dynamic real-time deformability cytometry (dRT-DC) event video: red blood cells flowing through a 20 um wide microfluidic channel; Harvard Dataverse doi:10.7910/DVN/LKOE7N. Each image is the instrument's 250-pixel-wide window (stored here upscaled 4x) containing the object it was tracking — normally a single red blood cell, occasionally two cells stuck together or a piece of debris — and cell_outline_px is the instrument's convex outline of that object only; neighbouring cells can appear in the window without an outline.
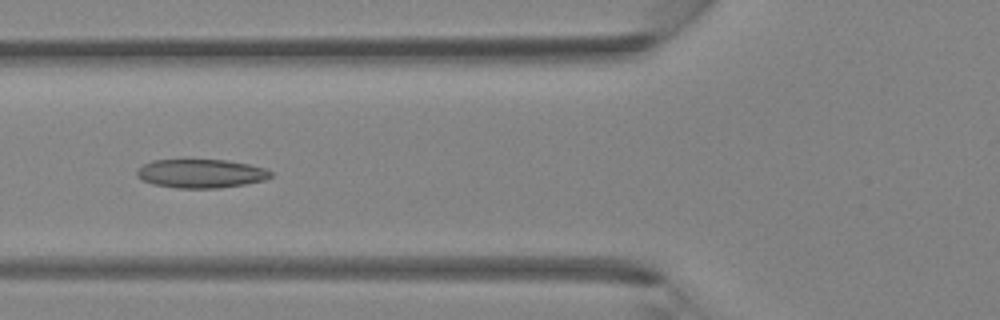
{"species": "Egyptian fruit bat (a non-hibernating species)", "species_latin": "Rousettus aegyptiacus", "temperature_condition": "room temperature", "stored_images_in_passage": 5, "camera_frame_rate_fps": 3000, "um_per_image_px": 0.085, "animal": {"sex": "female"}, "frame": {"image": 1, "passage_image": 5, "time_ms": 1.333, "image_size_px": [1000, 320], "cell_outline_px": [[272, 176], [264, 180], [244, 184], [220, 188], [176, 188], [152, 184], [136, 176], [136, 172], [144, 164], [152, 160], [228, 160], [248, 164], [264, 168], [272, 172]], "centroid_in_image_um": [17.08, 14.75], "position_along_channel_um": 108.7, "area_um2": 22.31}}